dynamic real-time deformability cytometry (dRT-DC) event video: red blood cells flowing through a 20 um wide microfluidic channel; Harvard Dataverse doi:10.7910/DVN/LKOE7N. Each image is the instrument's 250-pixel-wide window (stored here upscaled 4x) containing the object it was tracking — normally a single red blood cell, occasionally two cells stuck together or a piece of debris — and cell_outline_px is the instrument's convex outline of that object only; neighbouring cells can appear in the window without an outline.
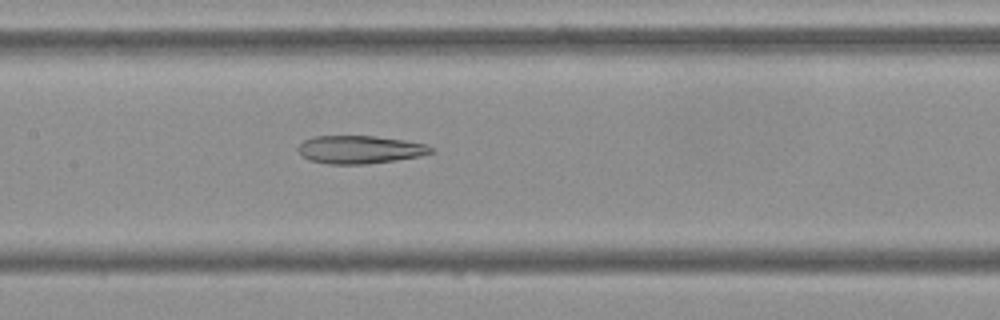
{"species": "Egyptian fruit bat (a non-hibernating species)", "species_latin": "Rousettus aegyptiacus", "temperature_condition": "cold", "stored_images_in_passage": 53, "camera_frame_rate_fps": 3000, "um_per_image_px": 0.085, "frame": {"image": 1, "passage_image": 25, "time_ms": 8.0, "image_size_px": [1000, 320], "cell_outline_px": [[436, 148], [432, 152], [420, 156], [396, 160], [364, 164], [328, 164], [308, 160], [296, 148], [304, 140], [312, 136], [376, 136], [404, 140], [424, 144]], "centroid_in_image_um": [30.58, 12.71], "position_along_channel_um": 176.8, "area_um2": 21.68}}
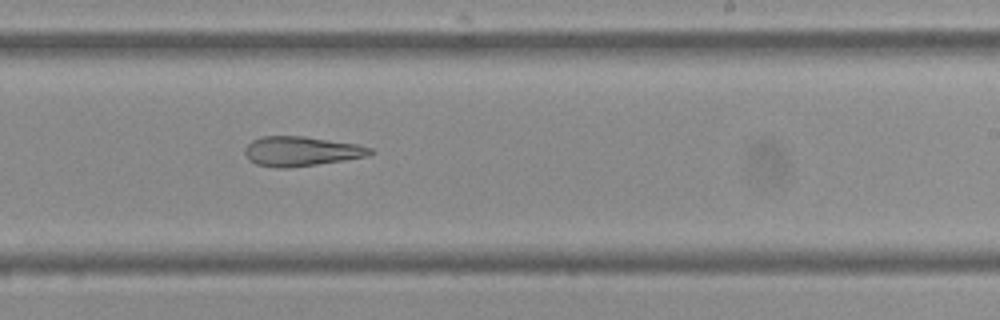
{"frame": {"image": 2, "passage_image": 32, "time_ms": 10.333, "image_size_px": [1000, 320], "cell_outline_px": [[376, 152], [368, 156], [344, 160], [288, 168], [276, 168], [256, 164], [248, 160], [244, 152], [244, 148], [252, 140], [264, 136], [304, 136], [356, 144], [372, 148]], "centroid_in_image_um": [25.59, 12.86], "position_along_channel_um": 263.4, "area_um2": 21.68}}
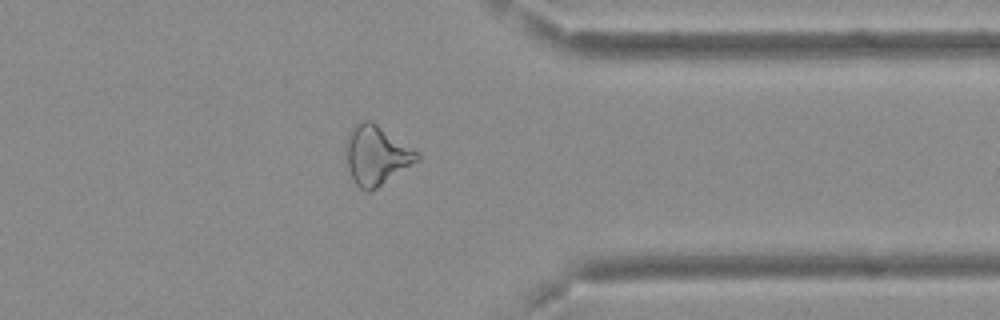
{"frame": {"image": 3, "passage_image": 42, "time_ms": 13.667, "image_size_px": [1000, 320], "cell_outline_px": [[420, 160], [376, 188], [368, 192], [360, 188], [352, 180], [348, 168], [344, 152], [344, 144], [352, 128], [360, 120], [372, 120], [416, 152], [420, 156]], "centroid_in_image_um": [31.94, 13.2], "position_along_channel_um": 379.5, "area_um2": 24.45}, "authors_computed_cell_mechanics": {"area_um2": 25.2586, "velocity_mm_per_s": 3.7233, "shape_relaxation_time_tau1_ms": null, "shape_relaxation_time_tau2_ms": 7.2134, "deformation_change_tau1": null, "deformation_change_tau2": 0.2068}}